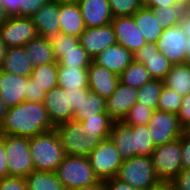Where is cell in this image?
I'll return each instance as SVG.
<instances>
[{"label":"cell","instance_id":"obj_1","mask_svg":"<svg viewBox=\"0 0 190 190\" xmlns=\"http://www.w3.org/2000/svg\"><path fill=\"white\" fill-rule=\"evenodd\" d=\"M53 129L55 126L43 102L24 101L8 108L0 126V135L32 138Z\"/></svg>","mask_w":190,"mask_h":190},{"label":"cell","instance_id":"obj_2","mask_svg":"<svg viewBox=\"0 0 190 190\" xmlns=\"http://www.w3.org/2000/svg\"><path fill=\"white\" fill-rule=\"evenodd\" d=\"M65 155L88 156L105 138L98 131H91L82 122L70 120L55 127Z\"/></svg>","mask_w":190,"mask_h":190},{"label":"cell","instance_id":"obj_3","mask_svg":"<svg viewBox=\"0 0 190 190\" xmlns=\"http://www.w3.org/2000/svg\"><path fill=\"white\" fill-rule=\"evenodd\" d=\"M29 145L35 171L55 172L65 157L55 129L29 138Z\"/></svg>","mask_w":190,"mask_h":190},{"label":"cell","instance_id":"obj_4","mask_svg":"<svg viewBox=\"0 0 190 190\" xmlns=\"http://www.w3.org/2000/svg\"><path fill=\"white\" fill-rule=\"evenodd\" d=\"M115 178L137 190H148L161 183L156 176L151 157L137 155L122 162Z\"/></svg>","mask_w":190,"mask_h":190},{"label":"cell","instance_id":"obj_5","mask_svg":"<svg viewBox=\"0 0 190 190\" xmlns=\"http://www.w3.org/2000/svg\"><path fill=\"white\" fill-rule=\"evenodd\" d=\"M55 173L66 190L91 185L98 181L86 156L65 155Z\"/></svg>","mask_w":190,"mask_h":190},{"label":"cell","instance_id":"obj_6","mask_svg":"<svg viewBox=\"0 0 190 190\" xmlns=\"http://www.w3.org/2000/svg\"><path fill=\"white\" fill-rule=\"evenodd\" d=\"M151 159L160 182L170 183L182 170L181 137L170 143L156 146Z\"/></svg>","mask_w":190,"mask_h":190},{"label":"cell","instance_id":"obj_7","mask_svg":"<svg viewBox=\"0 0 190 190\" xmlns=\"http://www.w3.org/2000/svg\"><path fill=\"white\" fill-rule=\"evenodd\" d=\"M4 145L9 176L25 178L34 171L29 138L4 135Z\"/></svg>","mask_w":190,"mask_h":190},{"label":"cell","instance_id":"obj_8","mask_svg":"<svg viewBox=\"0 0 190 190\" xmlns=\"http://www.w3.org/2000/svg\"><path fill=\"white\" fill-rule=\"evenodd\" d=\"M87 157L100 181L115 178L124 161L110 138L103 140Z\"/></svg>","mask_w":190,"mask_h":190},{"label":"cell","instance_id":"obj_9","mask_svg":"<svg viewBox=\"0 0 190 190\" xmlns=\"http://www.w3.org/2000/svg\"><path fill=\"white\" fill-rule=\"evenodd\" d=\"M148 127L155 146L175 141L185 131L179 124L177 114L160 110L153 112Z\"/></svg>","mask_w":190,"mask_h":190},{"label":"cell","instance_id":"obj_10","mask_svg":"<svg viewBox=\"0 0 190 190\" xmlns=\"http://www.w3.org/2000/svg\"><path fill=\"white\" fill-rule=\"evenodd\" d=\"M187 36L180 24L168 27L161 33L156 42L161 52L172 65L186 63Z\"/></svg>","mask_w":190,"mask_h":190},{"label":"cell","instance_id":"obj_11","mask_svg":"<svg viewBox=\"0 0 190 190\" xmlns=\"http://www.w3.org/2000/svg\"><path fill=\"white\" fill-rule=\"evenodd\" d=\"M0 36L7 47H24L38 33L31 17L11 16L0 25Z\"/></svg>","mask_w":190,"mask_h":190},{"label":"cell","instance_id":"obj_12","mask_svg":"<svg viewBox=\"0 0 190 190\" xmlns=\"http://www.w3.org/2000/svg\"><path fill=\"white\" fill-rule=\"evenodd\" d=\"M134 55L136 62L145 65L152 79L164 80L172 64L158 50L156 43H146Z\"/></svg>","mask_w":190,"mask_h":190},{"label":"cell","instance_id":"obj_13","mask_svg":"<svg viewBox=\"0 0 190 190\" xmlns=\"http://www.w3.org/2000/svg\"><path fill=\"white\" fill-rule=\"evenodd\" d=\"M79 42L92 59L117 43L111 23L101 27L85 28L79 37Z\"/></svg>","mask_w":190,"mask_h":190},{"label":"cell","instance_id":"obj_14","mask_svg":"<svg viewBox=\"0 0 190 190\" xmlns=\"http://www.w3.org/2000/svg\"><path fill=\"white\" fill-rule=\"evenodd\" d=\"M111 25L116 42L130 52L135 53L147 43L136 26L133 16L113 17Z\"/></svg>","mask_w":190,"mask_h":190},{"label":"cell","instance_id":"obj_15","mask_svg":"<svg viewBox=\"0 0 190 190\" xmlns=\"http://www.w3.org/2000/svg\"><path fill=\"white\" fill-rule=\"evenodd\" d=\"M137 89L119 81L115 92L106 100V112L114 121H122L137 102Z\"/></svg>","mask_w":190,"mask_h":190},{"label":"cell","instance_id":"obj_16","mask_svg":"<svg viewBox=\"0 0 190 190\" xmlns=\"http://www.w3.org/2000/svg\"><path fill=\"white\" fill-rule=\"evenodd\" d=\"M119 83V75L92 61L88 67V89L107 100Z\"/></svg>","mask_w":190,"mask_h":190},{"label":"cell","instance_id":"obj_17","mask_svg":"<svg viewBox=\"0 0 190 190\" xmlns=\"http://www.w3.org/2000/svg\"><path fill=\"white\" fill-rule=\"evenodd\" d=\"M50 120L56 127L73 119V112L69 105L68 92L61 87H55L47 92L44 102Z\"/></svg>","mask_w":190,"mask_h":190},{"label":"cell","instance_id":"obj_18","mask_svg":"<svg viewBox=\"0 0 190 190\" xmlns=\"http://www.w3.org/2000/svg\"><path fill=\"white\" fill-rule=\"evenodd\" d=\"M28 77L0 70V97L8 108L25 101Z\"/></svg>","mask_w":190,"mask_h":190},{"label":"cell","instance_id":"obj_19","mask_svg":"<svg viewBox=\"0 0 190 190\" xmlns=\"http://www.w3.org/2000/svg\"><path fill=\"white\" fill-rule=\"evenodd\" d=\"M78 5L86 28L101 27L113 20L108 0H79Z\"/></svg>","mask_w":190,"mask_h":190},{"label":"cell","instance_id":"obj_20","mask_svg":"<svg viewBox=\"0 0 190 190\" xmlns=\"http://www.w3.org/2000/svg\"><path fill=\"white\" fill-rule=\"evenodd\" d=\"M133 60V53L118 43L106 48L93 58L94 63L117 75H120Z\"/></svg>","mask_w":190,"mask_h":190},{"label":"cell","instance_id":"obj_21","mask_svg":"<svg viewBox=\"0 0 190 190\" xmlns=\"http://www.w3.org/2000/svg\"><path fill=\"white\" fill-rule=\"evenodd\" d=\"M39 36L49 38L60 33L59 4L49 1L31 16Z\"/></svg>","mask_w":190,"mask_h":190},{"label":"cell","instance_id":"obj_22","mask_svg":"<svg viewBox=\"0 0 190 190\" xmlns=\"http://www.w3.org/2000/svg\"><path fill=\"white\" fill-rule=\"evenodd\" d=\"M59 22L61 33L78 38L86 28L78 3L59 4Z\"/></svg>","mask_w":190,"mask_h":190},{"label":"cell","instance_id":"obj_23","mask_svg":"<svg viewBox=\"0 0 190 190\" xmlns=\"http://www.w3.org/2000/svg\"><path fill=\"white\" fill-rule=\"evenodd\" d=\"M0 70L14 75L31 77L33 65L27 58L23 46L8 47Z\"/></svg>","mask_w":190,"mask_h":190},{"label":"cell","instance_id":"obj_24","mask_svg":"<svg viewBox=\"0 0 190 190\" xmlns=\"http://www.w3.org/2000/svg\"><path fill=\"white\" fill-rule=\"evenodd\" d=\"M109 138L123 160L136 156L134 133L131 126L124 124L122 121H114Z\"/></svg>","mask_w":190,"mask_h":190},{"label":"cell","instance_id":"obj_25","mask_svg":"<svg viewBox=\"0 0 190 190\" xmlns=\"http://www.w3.org/2000/svg\"><path fill=\"white\" fill-rule=\"evenodd\" d=\"M132 16L145 41L156 43L164 29L152 9L143 6Z\"/></svg>","mask_w":190,"mask_h":190},{"label":"cell","instance_id":"obj_26","mask_svg":"<svg viewBox=\"0 0 190 190\" xmlns=\"http://www.w3.org/2000/svg\"><path fill=\"white\" fill-rule=\"evenodd\" d=\"M24 50L33 67L46 63L57 62L54 57L50 41L46 37L38 35L31 39L24 45Z\"/></svg>","mask_w":190,"mask_h":190},{"label":"cell","instance_id":"obj_27","mask_svg":"<svg viewBox=\"0 0 190 190\" xmlns=\"http://www.w3.org/2000/svg\"><path fill=\"white\" fill-rule=\"evenodd\" d=\"M57 80L62 89L88 88V67L58 65Z\"/></svg>","mask_w":190,"mask_h":190},{"label":"cell","instance_id":"obj_28","mask_svg":"<svg viewBox=\"0 0 190 190\" xmlns=\"http://www.w3.org/2000/svg\"><path fill=\"white\" fill-rule=\"evenodd\" d=\"M163 81L164 86L174 90L182 97L190 94V64L172 65Z\"/></svg>","mask_w":190,"mask_h":190},{"label":"cell","instance_id":"obj_29","mask_svg":"<svg viewBox=\"0 0 190 190\" xmlns=\"http://www.w3.org/2000/svg\"><path fill=\"white\" fill-rule=\"evenodd\" d=\"M27 190H66L55 172L32 171L25 177Z\"/></svg>","mask_w":190,"mask_h":190},{"label":"cell","instance_id":"obj_30","mask_svg":"<svg viewBox=\"0 0 190 190\" xmlns=\"http://www.w3.org/2000/svg\"><path fill=\"white\" fill-rule=\"evenodd\" d=\"M152 80L149 72L142 63L133 60L119 75V81L132 88L139 89Z\"/></svg>","mask_w":190,"mask_h":190},{"label":"cell","instance_id":"obj_31","mask_svg":"<svg viewBox=\"0 0 190 190\" xmlns=\"http://www.w3.org/2000/svg\"><path fill=\"white\" fill-rule=\"evenodd\" d=\"M58 62L46 63L33 67L31 78L46 92L58 86Z\"/></svg>","mask_w":190,"mask_h":190},{"label":"cell","instance_id":"obj_32","mask_svg":"<svg viewBox=\"0 0 190 190\" xmlns=\"http://www.w3.org/2000/svg\"><path fill=\"white\" fill-rule=\"evenodd\" d=\"M98 113H107L106 100L99 94L90 91L86 98H83L80 111L73 117V120L81 122L88 117L96 116Z\"/></svg>","mask_w":190,"mask_h":190},{"label":"cell","instance_id":"obj_33","mask_svg":"<svg viewBox=\"0 0 190 190\" xmlns=\"http://www.w3.org/2000/svg\"><path fill=\"white\" fill-rule=\"evenodd\" d=\"M164 86L163 80L152 79L137 89V102L147 106L154 111L157 110L159 96Z\"/></svg>","mask_w":190,"mask_h":190},{"label":"cell","instance_id":"obj_34","mask_svg":"<svg viewBox=\"0 0 190 190\" xmlns=\"http://www.w3.org/2000/svg\"><path fill=\"white\" fill-rule=\"evenodd\" d=\"M134 133V142L137 156L151 157L155 149L148 125L131 126Z\"/></svg>","mask_w":190,"mask_h":190},{"label":"cell","instance_id":"obj_35","mask_svg":"<svg viewBox=\"0 0 190 190\" xmlns=\"http://www.w3.org/2000/svg\"><path fill=\"white\" fill-rule=\"evenodd\" d=\"M152 9L155 16L159 19L163 29L180 24L184 14V5L160 6Z\"/></svg>","mask_w":190,"mask_h":190},{"label":"cell","instance_id":"obj_36","mask_svg":"<svg viewBox=\"0 0 190 190\" xmlns=\"http://www.w3.org/2000/svg\"><path fill=\"white\" fill-rule=\"evenodd\" d=\"M93 59L79 43L75 48L65 52L57 62L62 66L89 67Z\"/></svg>","mask_w":190,"mask_h":190},{"label":"cell","instance_id":"obj_37","mask_svg":"<svg viewBox=\"0 0 190 190\" xmlns=\"http://www.w3.org/2000/svg\"><path fill=\"white\" fill-rule=\"evenodd\" d=\"M48 39L53 48L56 61L63 57L65 52L75 48L80 43L78 37L66 35L61 32L50 36Z\"/></svg>","mask_w":190,"mask_h":190},{"label":"cell","instance_id":"obj_38","mask_svg":"<svg viewBox=\"0 0 190 190\" xmlns=\"http://www.w3.org/2000/svg\"><path fill=\"white\" fill-rule=\"evenodd\" d=\"M84 127L91 131H98L105 139L110 136L114 120L108 113H98L81 121Z\"/></svg>","mask_w":190,"mask_h":190},{"label":"cell","instance_id":"obj_39","mask_svg":"<svg viewBox=\"0 0 190 190\" xmlns=\"http://www.w3.org/2000/svg\"><path fill=\"white\" fill-rule=\"evenodd\" d=\"M153 112V109L136 102L122 119V122L128 126L148 125Z\"/></svg>","mask_w":190,"mask_h":190},{"label":"cell","instance_id":"obj_40","mask_svg":"<svg viewBox=\"0 0 190 190\" xmlns=\"http://www.w3.org/2000/svg\"><path fill=\"white\" fill-rule=\"evenodd\" d=\"M183 97L178 95L174 90L163 86L161 94L159 96L157 110L171 112L177 114Z\"/></svg>","mask_w":190,"mask_h":190},{"label":"cell","instance_id":"obj_41","mask_svg":"<svg viewBox=\"0 0 190 190\" xmlns=\"http://www.w3.org/2000/svg\"><path fill=\"white\" fill-rule=\"evenodd\" d=\"M113 17L132 16L144 4L141 0H108Z\"/></svg>","mask_w":190,"mask_h":190},{"label":"cell","instance_id":"obj_42","mask_svg":"<svg viewBox=\"0 0 190 190\" xmlns=\"http://www.w3.org/2000/svg\"><path fill=\"white\" fill-rule=\"evenodd\" d=\"M46 94L45 89L41 88L33 78L28 77L25 101L42 103Z\"/></svg>","mask_w":190,"mask_h":190},{"label":"cell","instance_id":"obj_43","mask_svg":"<svg viewBox=\"0 0 190 190\" xmlns=\"http://www.w3.org/2000/svg\"><path fill=\"white\" fill-rule=\"evenodd\" d=\"M68 92L69 105L73 112V117L80 111V106L83 98H86L90 92L88 88H77V89H65Z\"/></svg>","mask_w":190,"mask_h":190},{"label":"cell","instance_id":"obj_44","mask_svg":"<svg viewBox=\"0 0 190 190\" xmlns=\"http://www.w3.org/2000/svg\"><path fill=\"white\" fill-rule=\"evenodd\" d=\"M50 0H20L18 16L31 17L34 15L44 4Z\"/></svg>","mask_w":190,"mask_h":190},{"label":"cell","instance_id":"obj_45","mask_svg":"<svg viewBox=\"0 0 190 190\" xmlns=\"http://www.w3.org/2000/svg\"><path fill=\"white\" fill-rule=\"evenodd\" d=\"M0 190H27L24 177L8 176L0 180Z\"/></svg>","mask_w":190,"mask_h":190},{"label":"cell","instance_id":"obj_46","mask_svg":"<svg viewBox=\"0 0 190 190\" xmlns=\"http://www.w3.org/2000/svg\"><path fill=\"white\" fill-rule=\"evenodd\" d=\"M177 117L181 127L186 130L190 126V94L183 97Z\"/></svg>","mask_w":190,"mask_h":190},{"label":"cell","instance_id":"obj_47","mask_svg":"<svg viewBox=\"0 0 190 190\" xmlns=\"http://www.w3.org/2000/svg\"><path fill=\"white\" fill-rule=\"evenodd\" d=\"M170 184L173 190H190V168L182 169Z\"/></svg>","mask_w":190,"mask_h":190},{"label":"cell","instance_id":"obj_48","mask_svg":"<svg viewBox=\"0 0 190 190\" xmlns=\"http://www.w3.org/2000/svg\"><path fill=\"white\" fill-rule=\"evenodd\" d=\"M181 163L182 169L190 168V134L186 131L181 135Z\"/></svg>","mask_w":190,"mask_h":190},{"label":"cell","instance_id":"obj_49","mask_svg":"<svg viewBox=\"0 0 190 190\" xmlns=\"http://www.w3.org/2000/svg\"><path fill=\"white\" fill-rule=\"evenodd\" d=\"M5 155L4 135H0V180L9 176Z\"/></svg>","mask_w":190,"mask_h":190},{"label":"cell","instance_id":"obj_50","mask_svg":"<svg viewBox=\"0 0 190 190\" xmlns=\"http://www.w3.org/2000/svg\"><path fill=\"white\" fill-rule=\"evenodd\" d=\"M105 190H137L127 183L121 182L117 178L105 181Z\"/></svg>","mask_w":190,"mask_h":190},{"label":"cell","instance_id":"obj_51","mask_svg":"<svg viewBox=\"0 0 190 190\" xmlns=\"http://www.w3.org/2000/svg\"><path fill=\"white\" fill-rule=\"evenodd\" d=\"M0 5L4 7L7 13L11 16H18L20 0H0Z\"/></svg>","mask_w":190,"mask_h":190},{"label":"cell","instance_id":"obj_52","mask_svg":"<svg viewBox=\"0 0 190 190\" xmlns=\"http://www.w3.org/2000/svg\"><path fill=\"white\" fill-rule=\"evenodd\" d=\"M184 5V0H148L144 6L147 8H157L160 6Z\"/></svg>","mask_w":190,"mask_h":190},{"label":"cell","instance_id":"obj_53","mask_svg":"<svg viewBox=\"0 0 190 190\" xmlns=\"http://www.w3.org/2000/svg\"><path fill=\"white\" fill-rule=\"evenodd\" d=\"M71 190H105V181L98 180L94 184L83 186L80 188H74Z\"/></svg>","mask_w":190,"mask_h":190},{"label":"cell","instance_id":"obj_54","mask_svg":"<svg viewBox=\"0 0 190 190\" xmlns=\"http://www.w3.org/2000/svg\"><path fill=\"white\" fill-rule=\"evenodd\" d=\"M180 26L182 27L187 38H190V17L187 16L185 13L183 14L182 19L180 21Z\"/></svg>","mask_w":190,"mask_h":190},{"label":"cell","instance_id":"obj_55","mask_svg":"<svg viewBox=\"0 0 190 190\" xmlns=\"http://www.w3.org/2000/svg\"><path fill=\"white\" fill-rule=\"evenodd\" d=\"M7 48H8V47L5 45V42L3 41V39H2L1 36H0V68H1V66H2L3 59H4L5 56H6Z\"/></svg>","mask_w":190,"mask_h":190},{"label":"cell","instance_id":"obj_56","mask_svg":"<svg viewBox=\"0 0 190 190\" xmlns=\"http://www.w3.org/2000/svg\"><path fill=\"white\" fill-rule=\"evenodd\" d=\"M7 111H8V107L6 106V104L4 103V101L0 97V126L3 123L4 117L7 113Z\"/></svg>","mask_w":190,"mask_h":190},{"label":"cell","instance_id":"obj_57","mask_svg":"<svg viewBox=\"0 0 190 190\" xmlns=\"http://www.w3.org/2000/svg\"><path fill=\"white\" fill-rule=\"evenodd\" d=\"M10 15L7 13L6 9L0 5V25L8 21Z\"/></svg>","mask_w":190,"mask_h":190},{"label":"cell","instance_id":"obj_58","mask_svg":"<svg viewBox=\"0 0 190 190\" xmlns=\"http://www.w3.org/2000/svg\"><path fill=\"white\" fill-rule=\"evenodd\" d=\"M148 190H171L170 183H160L158 186L148 189Z\"/></svg>","mask_w":190,"mask_h":190},{"label":"cell","instance_id":"obj_59","mask_svg":"<svg viewBox=\"0 0 190 190\" xmlns=\"http://www.w3.org/2000/svg\"><path fill=\"white\" fill-rule=\"evenodd\" d=\"M186 63L190 64V38H187L186 41Z\"/></svg>","mask_w":190,"mask_h":190},{"label":"cell","instance_id":"obj_60","mask_svg":"<svg viewBox=\"0 0 190 190\" xmlns=\"http://www.w3.org/2000/svg\"><path fill=\"white\" fill-rule=\"evenodd\" d=\"M184 13L190 17V0H184Z\"/></svg>","mask_w":190,"mask_h":190},{"label":"cell","instance_id":"obj_61","mask_svg":"<svg viewBox=\"0 0 190 190\" xmlns=\"http://www.w3.org/2000/svg\"><path fill=\"white\" fill-rule=\"evenodd\" d=\"M58 4L78 3L79 0H50Z\"/></svg>","mask_w":190,"mask_h":190},{"label":"cell","instance_id":"obj_62","mask_svg":"<svg viewBox=\"0 0 190 190\" xmlns=\"http://www.w3.org/2000/svg\"><path fill=\"white\" fill-rule=\"evenodd\" d=\"M185 131L190 134V126Z\"/></svg>","mask_w":190,"mask_h":190},{"label":"cell","instance_id":"obj_63","mask_svg":"<svg viewBox=\"0 0 190 190\" xmlns=\"http://www.w3.org/2000/svg\"><path fill=\"white\" fill-rule=\"evenodd\" d=\"M143 4H145L148 0H141Z\"/></svg>","mask_w":190,"mask_h":190}]
</instances>
